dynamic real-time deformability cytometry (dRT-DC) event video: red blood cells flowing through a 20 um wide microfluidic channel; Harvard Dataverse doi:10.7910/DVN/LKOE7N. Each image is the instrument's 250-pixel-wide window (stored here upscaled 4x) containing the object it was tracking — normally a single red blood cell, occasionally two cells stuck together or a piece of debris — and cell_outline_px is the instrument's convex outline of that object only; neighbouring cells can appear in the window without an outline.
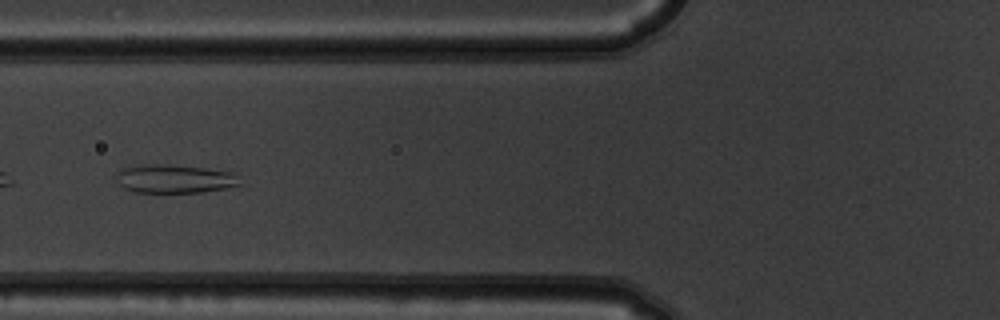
{"species": "common noctule bat (a hibernating species)", "species_latin": "Nyctalus noctula", "temperature_condition": "warm", "stored_images_in_passage": 10, "camera_frame_rate_fps": 3000, "um_per_image_px": 0.085, "animal": {"sex": "male", "body_mass_g": 19.5, "forearm_length_mm": 54.6}, "frame": {"image": 1, "passage_image": 6, "time_ms": 1.667, "image_size_px": [1000, 320], "cell_outline_px": [[244, 184], [228, 188], [200, 192], [136, 192], [124, 188], [116, 184], [116, 176], [124, 168], [144, 164], [160, 164], [204, 168], [236, 172]], "centroid_in_image_um": [14.91, 15.2], "position_along_channel_um": 110.9, "area_um2": 20.69}}
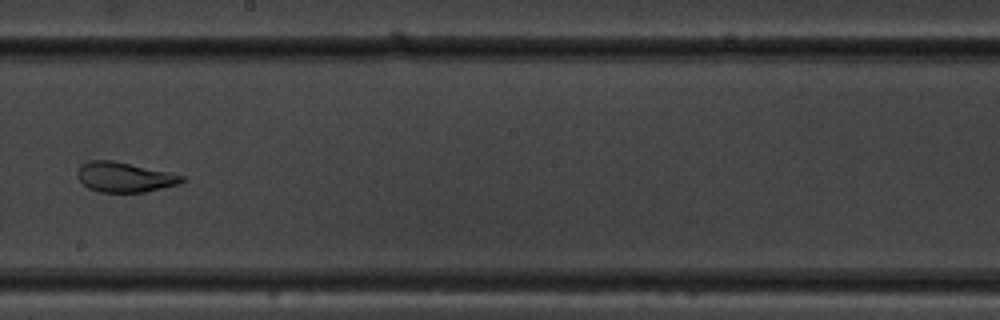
{"frame": {"image": 2, "passage_image": 9, "time_ms": 2.667, "image_size_px": [1000, 320], "cell_outline_px": [[184, 180], [180, 184], [144, 192], [100, 192], [88, 188], [80, 180], [76, 172], [80, 164], [88, 160], [112, 160], [168, 172], [184, 176]], "centroid_in_image_um": [10.55, 15.05], "position_along_channel_um": 237.6, "area_um2": 18.15}}